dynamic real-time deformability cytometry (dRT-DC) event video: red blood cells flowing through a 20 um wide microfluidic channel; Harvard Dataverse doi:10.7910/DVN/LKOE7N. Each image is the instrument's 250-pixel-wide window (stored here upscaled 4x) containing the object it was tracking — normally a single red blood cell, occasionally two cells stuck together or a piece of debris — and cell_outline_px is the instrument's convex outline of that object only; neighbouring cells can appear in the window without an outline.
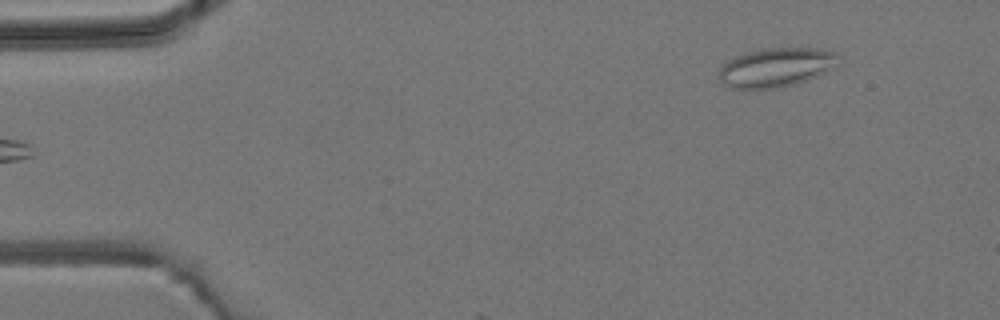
{"species": "common noctule bat (a hibernating species)", "species_latin": "Nyctalus noctula", "temperature_condition": "room temperature", "stored_images_in_passage": 2, "camera_frame_rate_fps": 3000, "um_per_image_px": 0.085, "animal": {"sex": "male", "body_mass_g": 19.2, "forearm_length_mm": 51.8}, "frame": {"image": 1, "passage_image": 2, "time_ms": 1.0, "image_size_px": [1000, 320], "cell_outline_px": [[840, 56], [836, 68], [816, 76], [792, 84], [772, 88], [728, 88], [720, 80], [720, 68], [728, 60], [736, 56], [748, 52], [764, 48], [820, 48], [832, 52]], "centroid_in_image_um": [65.99, 5.71], "position_along_channel_um": 19.0, "area_um2": 26.93}}